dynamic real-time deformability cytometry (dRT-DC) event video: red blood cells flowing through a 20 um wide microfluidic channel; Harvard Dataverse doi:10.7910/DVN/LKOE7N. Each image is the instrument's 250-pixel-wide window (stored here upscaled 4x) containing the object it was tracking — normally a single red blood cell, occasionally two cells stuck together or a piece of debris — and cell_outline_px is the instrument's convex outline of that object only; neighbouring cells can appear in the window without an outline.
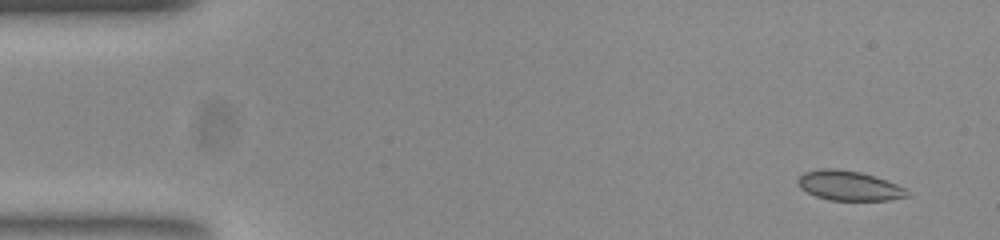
{"species": "common noctule bat (a hibernating species)", "species_latin": "Nyctalus noctula", "temperature_condition": "room temperature", "stored_images_in_passage": 52, "camera_frame_rate_fps": 3000, "um_per_image_px": 0.085, "animal": {"sex": "female", "body_mass_g": 23.0, "forearm_length_mm": 53.4}, "frame": {"image": 1, "passage_image": 1, "time_ms": 0.0, "image_size_px": [1000, 240], "cell_outline_px": [[908, 196], [888, 200], [828, 200], [816, 196], [800, 188], [796, 180], [804, 172], [820, 168], [836, 168], [860, 172], [896, 184], [904, 188], [908, 192]], "centroid_in_image_um": [72.11, 15.78], "position_along_channel_um": 12.9, "area_um2": 18.73}}
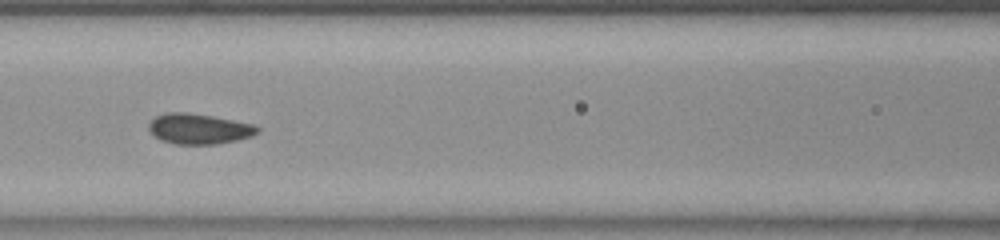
{"frame": {"image": 2, "passage_image": 21, "time_ms": 6.667, "image_size_px": [1000, 240], "cell_outline_px": [[260, 128], [252, 136], [236, 140], [216, 144], [176, 144], [160, 140], [148, 128], [148, 124], [156, 116], [168, 112], [188, 112], [212, 116], [252, 124]], "centroid_in_image_um": [16.89, 10.95], "position_along_channel_um": 149.7, "area_um2": 19.02}}
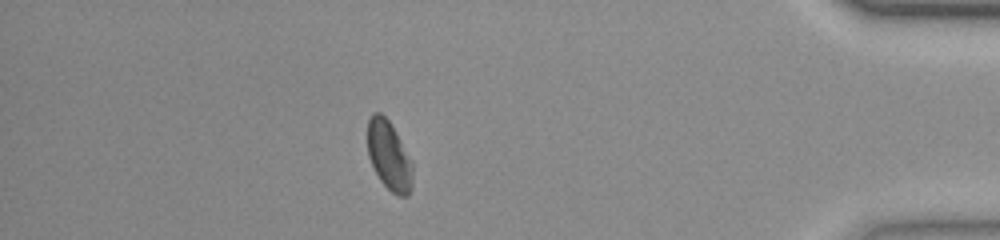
{"frame": {"image": 3, "passage_image": 45, "time_ms": 14.667, "image_size_px": [1000, 240], "cell_outline_px": [[412, 188], [408, 196], [400, 196], [392, 192], [380, 180], [368, 156], [368, 120], [372, 112], [380, 112], [392, 124], [412, 160]], "centroid_in_image_um": [33.08, 13.22], "position_along_channel_um": 402.1, "area_um2": 18.21}, "authors_computed_cell_mechanics": {"area_um2": 18.9873, "velocity_mm_per_s": 3.7375, "shape_relaxation_time_tau1_ms": null, "shape_relaxation_time_tau2_ms": 0.6789, "deformation_change_tau1": null, "deformation_change_tau2": 0.0472}}